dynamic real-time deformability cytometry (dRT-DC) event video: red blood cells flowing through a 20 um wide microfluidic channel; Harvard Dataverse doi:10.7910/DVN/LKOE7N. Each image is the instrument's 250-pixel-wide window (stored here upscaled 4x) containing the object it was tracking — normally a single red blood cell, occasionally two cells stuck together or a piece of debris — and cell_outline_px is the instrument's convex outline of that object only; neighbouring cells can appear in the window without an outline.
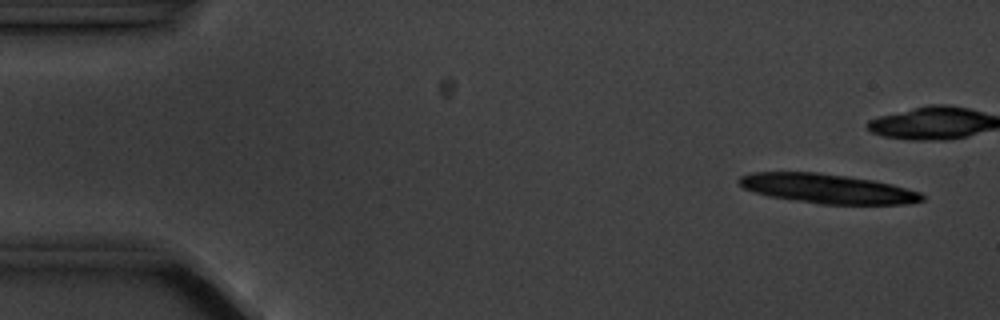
{"species": "common noctule bat (a hibernating species)", "species_latin": "Nyctalus noctula", "temperature_condition": "cold", "stored_images_in_passage": 16, "camera_frame_rate_fps": 3000, "um_per_image_px": 0.085, "animal": {"sex": "male", "body_mass_g": 20.1, "forearm_length_mm": 53.5}, "frame": {"image": 1, "passage_image": 1, "time_ms": 0.0, "image_size_px": [1000, 320], "cell_outline_px": [[924, 200], [912, 204], [820, 204], [768, 196], [744, 188], [736, 180], [740, 176], [752, 172], [816, 172], [848, 176], [872, 180], [892, 184], [920, 192], [924, 196]], "centroid_in_image_um": [70.34, 16.03], "position_along_channel_um": 14.7, "area_um2": 31.39}}